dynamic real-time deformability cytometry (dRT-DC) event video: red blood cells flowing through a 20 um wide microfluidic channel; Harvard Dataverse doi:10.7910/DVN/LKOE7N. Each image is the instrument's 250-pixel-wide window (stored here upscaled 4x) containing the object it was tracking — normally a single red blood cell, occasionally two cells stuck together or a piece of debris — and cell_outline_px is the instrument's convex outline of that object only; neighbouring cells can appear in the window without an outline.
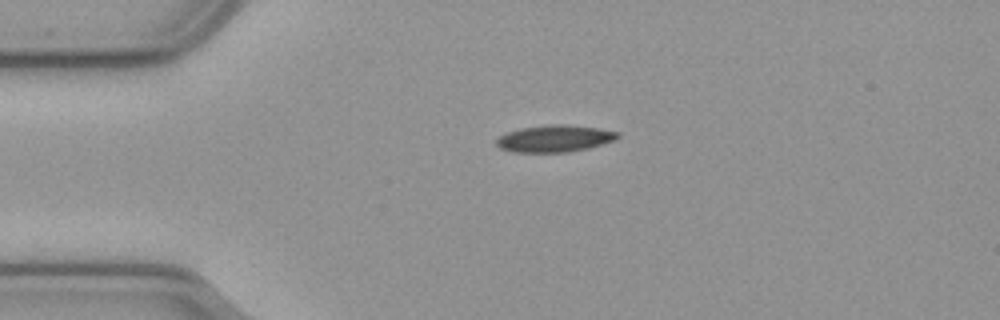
{"species": "common noctule bat (a hibernating species)", "species_latin": "Nyctalus noctula", "temperature_condition": "cold", "stored_images_in_passage": 44, "camera_frame_rate_fps": 3000, "um_per_image_px": 0.085, "animal": {"sex": "male", "body_mass_g": 23.1, "forearm_length_mm": 52.7}, "frame": {"image": 1, "passage_image": 1, "time_ms": 0.0, "image_size_px": [1000, 320], "cell_outline_px": [[620, 136], [616, 140], [588, 148], [568, 152], [512, 152], [500, 148], [496, 144], [496, 140], [500, 136], [508, 132], [524, 128], [596, 128], [620, 132]], "centroid_in_image_um": [47.15, 11.85], "position_along_channel_um": 37.9, "area_um2": 17.63}}
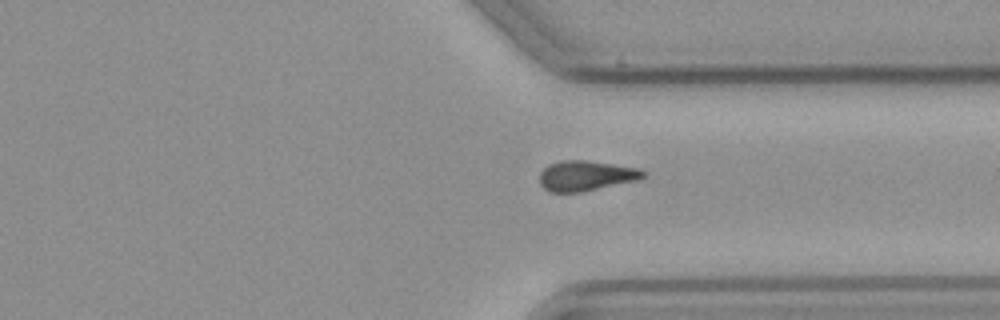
{"frame": {"image": 2, "passage_image": 30, "time_ms": 9.667, "image_size_px": [1000, 320], "cell_outline_px": [[644, 176], [640, 180], [580, 192], [548, 192], [540, 184], [540, 172], [548, 164], [560, 160], [584, 160], [640, 168], [644, 172]], "centroid_in_image_um": [49.79, 14.94], "position_along_channel_um": 361.6, "area_um2": 18.26}}
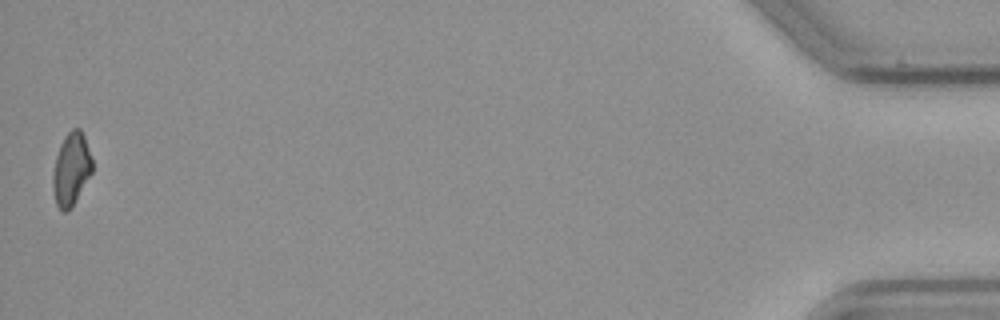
{"frame": {"image": 3, "passage_image": 44, "time_ms": 14.333, "image_size_px": [1000, 320], "cell_outline_px": [[92, 172], [68, 212], [60, 212], [56, 204], [52, 188], [52, 172], [56, 156], [60, 144], [64, 136], [72, 128], [80, 128], [84, 136], [92, 160]], "centroid_in_image_um": [6.02, 14.38], "position_along_channel_um": 429.2, "area_um2": 16.7}, "authors_computed_cell_mechanics": {"area_um2": 18.3804, "velocity_mm_per_s": 3.6473, "shape_relaxation_time_tau1_ms": 7.2412, "shape_relaxation_time_tau2_ms": null, "deformation_change_tau1": 0.1428, "deformation_change_tau2": null}}